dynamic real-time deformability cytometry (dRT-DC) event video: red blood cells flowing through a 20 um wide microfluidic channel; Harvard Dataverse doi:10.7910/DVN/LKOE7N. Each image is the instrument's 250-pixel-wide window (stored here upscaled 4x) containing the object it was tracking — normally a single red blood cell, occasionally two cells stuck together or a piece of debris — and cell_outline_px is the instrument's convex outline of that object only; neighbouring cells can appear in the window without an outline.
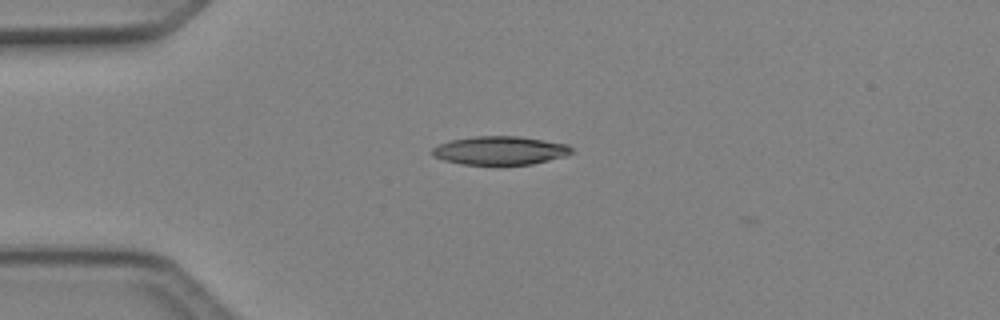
{"species": "Egyptian fruit bat (a non-hibernating species)", "species_latin": "Rousettus aegyptiacus", "temperature_condition": "cold", "stored_images_in_passage": 2, "camera_frame_rate_fps": 3000, "um_per_image_px": 0.085, "animal": {"sex": "female"}, "frame": {"image": 1, "passage_image": 1, "time_ms": 0.0, "image_size_px": [1000, 320], "cell_outline_px": [[572, 152], [568, 156], [532, 164], [460, 164], [444, 160], [432, 156], [432, 148], [440, 144], [452, 140], [472, 136], [520, 136], [568, 144], [572, 148]], "centroid_in_image_um": [42.53, 12.79], "position_along_channel_um": 42.5, "area_um2": 23.18}}